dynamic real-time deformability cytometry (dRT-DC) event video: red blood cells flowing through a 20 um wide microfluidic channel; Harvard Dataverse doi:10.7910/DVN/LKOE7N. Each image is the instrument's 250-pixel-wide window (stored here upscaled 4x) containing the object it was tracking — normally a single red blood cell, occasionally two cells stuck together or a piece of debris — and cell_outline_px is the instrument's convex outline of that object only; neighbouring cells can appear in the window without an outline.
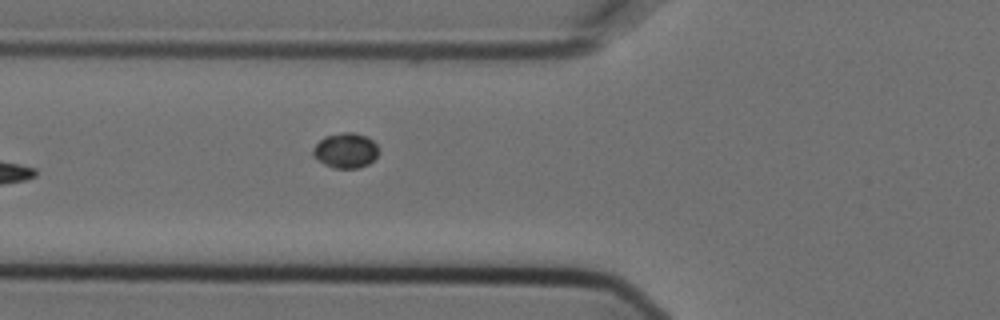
{"species": "Egyptian fruit bat (a non-hibernating species)", "species_latin": "Rousettus aegyptiacus", "temperature_condition": "cold", "stored_images_in_passage": 5, "camera_frame_rate_fps": 3000, "um_per_image_px": 0.085, "animal": {"sex": "female"}, "frame": {"image": 1, "passage_image": 5, "time_ms": 1.333, "image_size_px": [1000, 320], "cell_outline_px": [[376, 156], [368, 164], [356, 168], [336, 168], [324, 164], [312, 156], [312, 148], [324, 136], [340, 132], [352, 132], [368, 136], [376, 144]], "centroid_in_image_um": [29.33, 12.77], "position_along_channel_um": 96.5, "area_um2": 13.35}}